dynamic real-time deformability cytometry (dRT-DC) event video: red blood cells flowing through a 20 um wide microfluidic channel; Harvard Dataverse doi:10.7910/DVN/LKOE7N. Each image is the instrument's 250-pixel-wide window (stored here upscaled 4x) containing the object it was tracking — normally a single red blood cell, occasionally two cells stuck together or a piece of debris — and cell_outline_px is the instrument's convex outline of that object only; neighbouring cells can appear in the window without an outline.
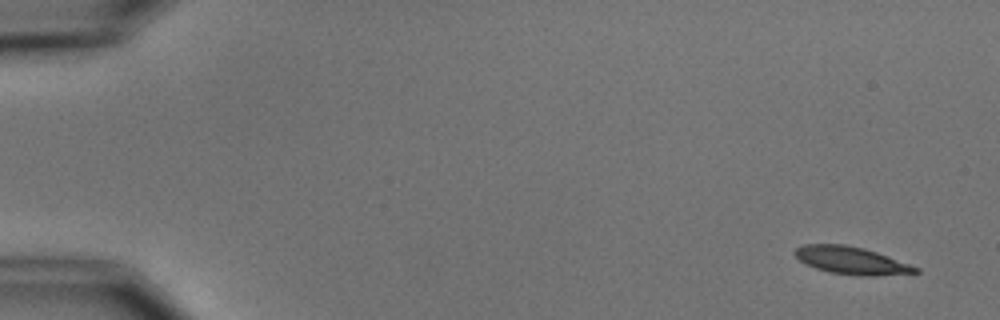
{"species": "common noctule bat (a hibernating species)", "species_latin": "Nyctalus noctula", "temperature_condition": "cold", "stored_images_in_passage": 7, "camera_frame_rate_fps": 3000, "um_per_image_px": 0.085, "animal": {"sex": "male", "body_mass_g": 15.6}, "frame": {"image": 1, "passage_image": 1, "time_ms": 0.0, "image_size_px": [1000, 320], "cell_outline_px": [[920, 272], [876, 276], [856, 276], [832, 272], [816, 268], [804, 264], [792, 252], [796, 248], [804, 244], [844, 244], [864, 248], [876, 252], [920, 268]], "centroid_in_image_um": [72.35, 22.14], "position_along_channel_um": 12.7, "area_um2": 19.31}}
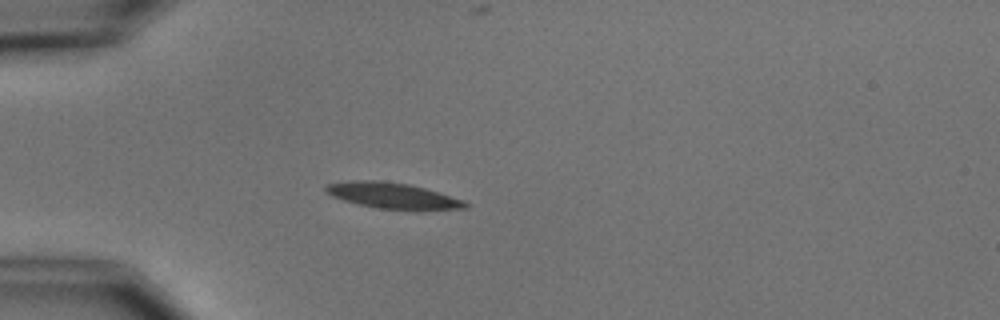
{"frame": {"image": 2, "passage_image": 4, "time_ms": 4.333, "image_size_px": [1000, 320], "cell_outline_px": [[472, 204], [468, 208], [424, 212], [416, 212], [376, 208], [344, 200], [332, 196], [324, 192], [324, 188], [328, 184], [352, 180], [380, 180], [408, 184], [424, 188], [464, 200]], "centroid_in_image_um": [33.49, 16.67], "position_along_channel_um": 51.5, "area_um2": 21.79}}